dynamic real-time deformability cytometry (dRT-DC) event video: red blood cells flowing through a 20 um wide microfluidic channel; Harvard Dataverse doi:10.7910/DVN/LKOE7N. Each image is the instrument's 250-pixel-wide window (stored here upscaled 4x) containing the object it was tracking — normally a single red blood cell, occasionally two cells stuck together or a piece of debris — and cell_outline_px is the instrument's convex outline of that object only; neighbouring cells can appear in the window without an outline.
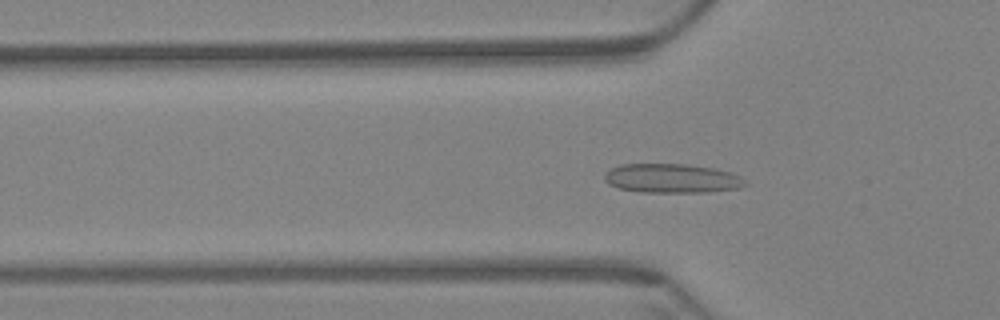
{"species": "Egyptian fruit bat (a non-hibernating species)", "species_latin": "Rousettus aegyptiacus", "temperature_condition": "warm", "stored_images_in_passage": 61, "camera_frame_rate_fps": 3000, "um_per_image_px": 0.085, "animal": {"sex": "female"}, "frame": {"image": 1, "passage_image": 20, "time_ms": 6.333, "image_size_px": [1000, 320], "cell_outline_px": [[748, 184], [740, 188], [708, 192], [640, 192], [616, 188], [608, 184], [604, 180], [604, 172], [620, 164], [684, 164], [716, 168], [740, 176]], "centroid_in_image_um": [57.08, 15.16], "position_along_channel_um": 68.7, "area_um2": 24.1}}
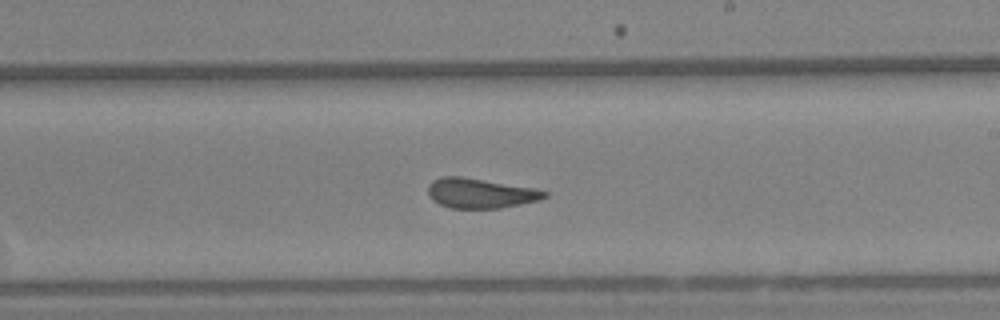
{"frame": {"image": 2, "passage_image": 36, "time_ms": 11.667, "image_size_px": [1000, 320], "cell_outline_px": [[548, 196], [540, 200], [500, 208], [452, 208], [440, 204], [432, 200], [428, 196], [428, 184], [432, 180], [440, 176], [460, 176], [536, 188], [548, 192]], "centroid_in_image_um": [40.82, 16.41], "position_along_channel_um": 248.2, "area_um2": 20.4}}
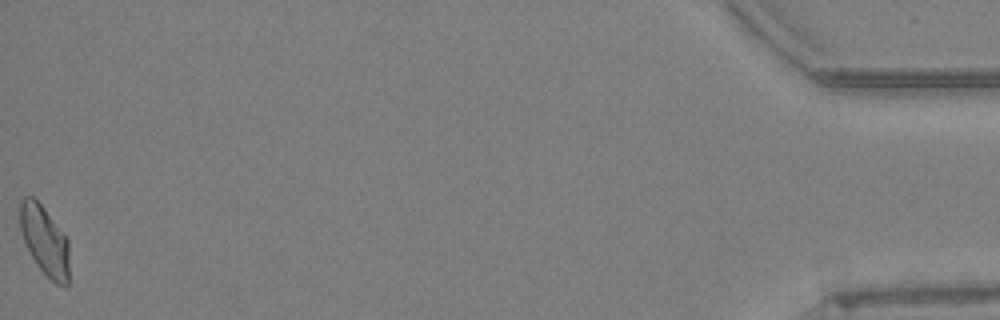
{"frame": {"image": 3, "passage_image": 61, "time_ms": 20.0, "image_size_px": [1000, 320], "cell_outline_px": [[68, 284], [64, 288], [56, 284], [36, 264], [24, 240], [20, 228], [20, 200], [24, 196], [32, 196], [44, 208], [68, 240]], "centroid_in_image_um": [3.79, 20.45], "position_along_channel_um": 431.4, "area_um2": 19.59}, "authors_computed_cell_mechanics": {"area_um2": 20.9236, "velocity_mm_per_s": 3.3719, "shape_relaxation_time_tau1_ms": null, "shape_relaxation_time_tau2_ms": 1.273, "deformation_change_tau1": null, "deformation_change_tau2": 0.0673}}